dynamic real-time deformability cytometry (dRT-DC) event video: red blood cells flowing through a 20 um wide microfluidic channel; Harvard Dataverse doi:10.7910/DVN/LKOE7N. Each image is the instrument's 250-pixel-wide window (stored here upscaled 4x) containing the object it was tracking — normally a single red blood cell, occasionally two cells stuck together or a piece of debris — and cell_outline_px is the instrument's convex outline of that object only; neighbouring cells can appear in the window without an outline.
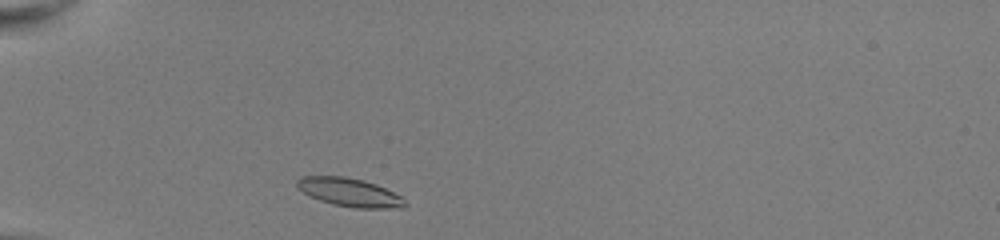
{"species": "common noctule bat (a hibernating species)", "species_latin": "Nyctalus noctula", "temperature_condition": "room temperature", "stored_images_in_passage": 37, "camera_frame_rate_fps": 3000, "um_per_image_px": 0.085, "animal": {"sex": "female", "body_mass_g": 22.0, "forearm_length_mm": 56.7}, "frame": {"image": 1, "passage_image": 2, "time_ms": 0.333, "image_size_px": [1000, 240], "cell_outline_px": [[408, 204], [404, 208], [356, 208], [332, 204], [320, 200], [296, 188], [296, 180], [300, 176], [344, 176], [364, 180], [376, 184], [400, 196]], "centroid_in_image_um": [29.7, 16.34], "position_along_channel_um": 55.3, "area_um2": 17.86}}
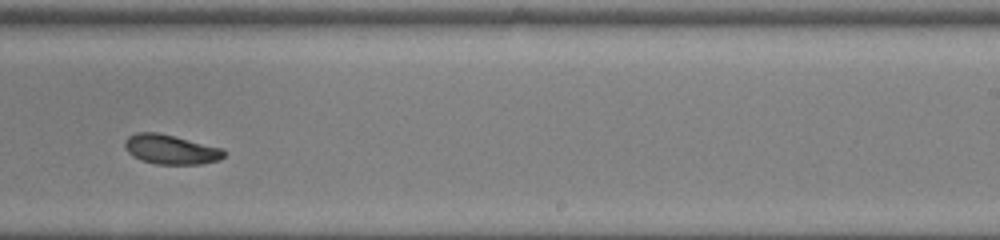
{"frame": {"image": 2, "passage_image": 20, "time_ms": 6.333, "image_size_px": [1000, 240], "cell_outline_px": [[228, 152], [220, 160], [200, 164], [156, 164], [140, 160], [132, 156], [128, 152], [124, 144], [124, 140], [128, 136], [136, 132], [156, 132], [224, 148]], "centroid_in_image_um": [14.53, 12.7], "position_along_channel_um": 274.5, "area_um2": 17.22}}
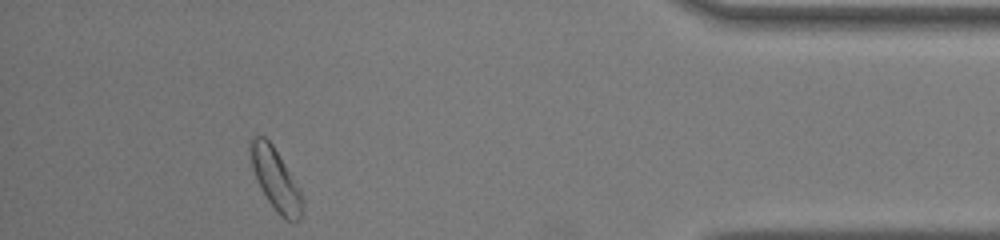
{"frame": {"image": 3, "passage_image": 33, "time_ms": 10.667, "image_size_px": [1000, 240], "cell_outline_px": [[304, 204], [300, 220], [292, 224], [280, 216], [276, 212], [260, 188], [256, 180], [252, 168], [248, 144], [248, 140], [252, 136], [264, 136], [272, 144], [300, 188], [304, 200]], "centroid_in_image_um": [23.43, 15.27], "position_along_channel_um": 411.8, "area_um2": 19.13}, "authors_computed_cell_mechanics": {"area_um2": 17.4556, "velocity_mm_per_s": 4.0029, "shape_relaxation_time_tau1_ms": 4.768, "shape_relaxation_time_tau2_ms": 3.1817, "deformation_change_tau1": 0.134, "deformation_change_tau2": 0.0747}}